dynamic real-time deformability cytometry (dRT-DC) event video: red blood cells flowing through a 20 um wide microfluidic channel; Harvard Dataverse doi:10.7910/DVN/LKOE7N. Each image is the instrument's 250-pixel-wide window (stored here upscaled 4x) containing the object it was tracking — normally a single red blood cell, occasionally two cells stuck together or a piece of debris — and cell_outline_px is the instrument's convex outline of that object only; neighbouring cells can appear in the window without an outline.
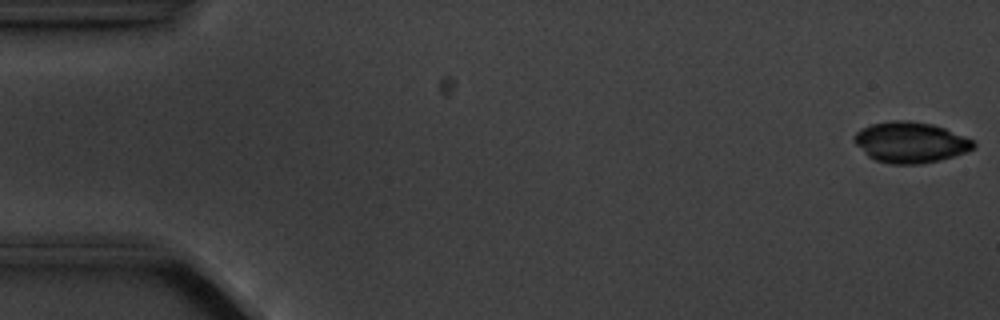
{"species": "common noctule bat (a hibernating species)", "species_latin": "Nyctalus noctula", "temperature_condition": "cold", "stored_images_in_passage": 6, "camera_frame_rate_fps": 3000, "um_per_image_px": 0.085, "animal": {"sex": "male", "body_mass_g": 20.1, "forearm_length_mm": 53.5}, "frame": {"image": 1, "passage_image": 1, "time_ms": 0.0, "image_size_px": [1000, 320], "cell_outline_px": [[976, 148], [968, 152], [940, 160], [920, 164], [892, 164], [876, 160], [868, 156], [852, 140], [852, 136], [860, 128], [872, 124], [892, 120], [908, 120], [932, 124], [944, 128], [964, 136], [972, 140], [976, 144]], "centroid_in_image_um": [77.38, 12.1], "position_along_channel_um": 7.6, "area_um2": 28.5}}